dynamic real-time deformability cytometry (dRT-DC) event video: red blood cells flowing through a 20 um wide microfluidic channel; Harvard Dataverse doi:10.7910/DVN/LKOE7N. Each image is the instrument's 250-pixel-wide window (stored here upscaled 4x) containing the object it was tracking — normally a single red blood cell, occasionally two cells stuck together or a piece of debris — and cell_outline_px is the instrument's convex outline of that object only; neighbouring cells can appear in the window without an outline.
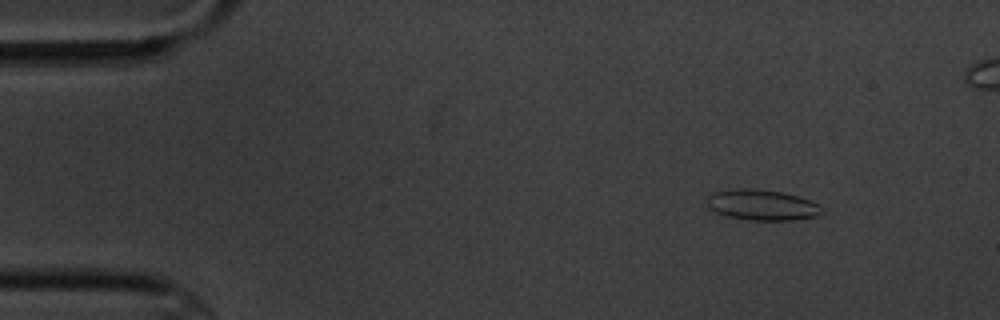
{"species": "common noctule bat (a hibernating species)", "species_latin": "Nyctalus noctula", "temperature_condition": "cold", "stored_images_in_passage": 6, "segment_of_instrument_passage": [1, 2], "camera_frame_rate_fps": 3000, "um_per_image_px": 0.085, "animal": {"sex": "male", "body_mass_g": 20.1, "forearm_length_mm": 53.5}, "frame": {"image": 1, "passage_image": 2, "time_ms": 1.0, "image_size_px": [1000, 320], "cell_outline_px": [[824, 212], [816, 216], [792, 220], [752, 220], [724, 216], [708, 208], [708, 196], [716, 192], [740, 188], [752, 188], [784, 192], [820, 204], [824, 208]], "centroid_in_image_um": [64.8, 17.43], "position_along_channel_um": 20.2, "area_um2": 20.52}}